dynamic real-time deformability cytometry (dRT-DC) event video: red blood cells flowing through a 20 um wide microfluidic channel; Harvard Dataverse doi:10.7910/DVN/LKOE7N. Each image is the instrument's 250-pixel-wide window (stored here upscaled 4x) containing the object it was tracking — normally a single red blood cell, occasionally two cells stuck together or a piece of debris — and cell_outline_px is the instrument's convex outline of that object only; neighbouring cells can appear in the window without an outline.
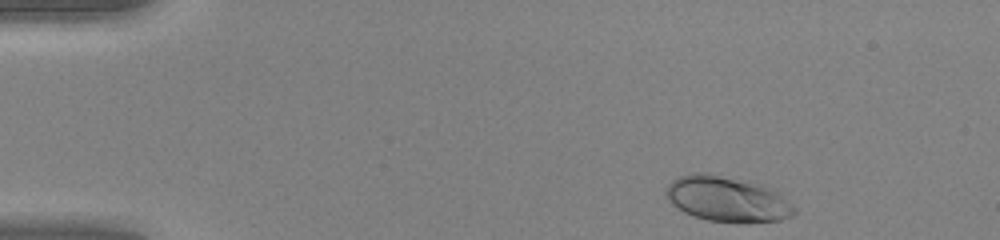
{"species": "human", "species_latin": "Homo sapiens", "temperature_condition": "warm", "stored_images_in_passage": 43, "camera_frame_rate_fps": 3000, "um_per_image_px": 0.085, "donor": {"sex": "female"}, "frame": {"image": 1, "passage_image": 1, "time_ms": 0.0, "image_size_px": [1000, 240], "cell_outline_px": [[796, 212], [792, 216], [780, 220], [708, 220], [692, 216], [684, 212], [672, 204], [668, 200], [664, 192], [668, 184], [672, 180], [680, 176], [692, 172], [708, 172], [764, 184], [776, 188], [796, 208]], "centroid_in_image_um": [61.81, 16.85], "position_along_channel_um": 23.2, "area_um2": 33.93}}
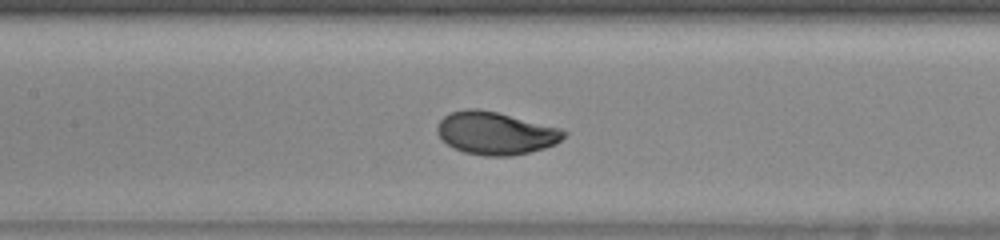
{"frame": {"image": 2, "passage_image": 18, "time_ms": 5.667, "image_size_px": [1000, 240], "cell_outline_px": [[568, 136], [556, 144], [544, 148], [512, 156], [484, 156], [464, 152], [448, 144], [436, 132], [436, 128], [440, 120], [448, 112], [468, 108], [476, 108], [496, 112], [560, 128], [568, 132]], "centroid_in_image_um": [42.14, 11.32], "position_along_channel_um": 165.3, "area_um2": 31.5}}
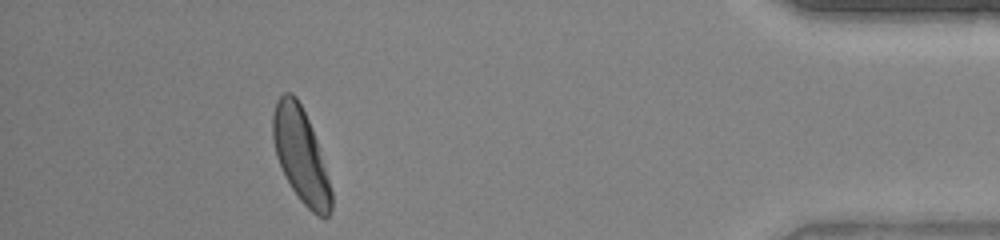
{"frame": {"image": 3, "passage_image": 39, "time_ms": 12.667, "image_size_px": [1000, 240], "cell_outline_px": [[332, 208], [328, 216], [316, 216], [300, 200], [292, 188], [276, 156], [272, 140], [272, 116], [276, 100], [284, 92], [292, 92], [296, 96], [308, 120], [316, 140], [332, 192]], "centroid_in_image_um": [25.54, 13.18], "position_along_channel_um": 409.7, "area_um2": 31.5}, "authors_computed_cell_mechanics": {"area_um2": 31.2698, "velocity_mm_per_s": 4.1984, "shape_relaxation_time_tau1_ms": 2.3367, "shape_relaxation_time_tau2_ms": null, "deformation_change_tau1": 0.1605, "deformation_change_tau2": null}}